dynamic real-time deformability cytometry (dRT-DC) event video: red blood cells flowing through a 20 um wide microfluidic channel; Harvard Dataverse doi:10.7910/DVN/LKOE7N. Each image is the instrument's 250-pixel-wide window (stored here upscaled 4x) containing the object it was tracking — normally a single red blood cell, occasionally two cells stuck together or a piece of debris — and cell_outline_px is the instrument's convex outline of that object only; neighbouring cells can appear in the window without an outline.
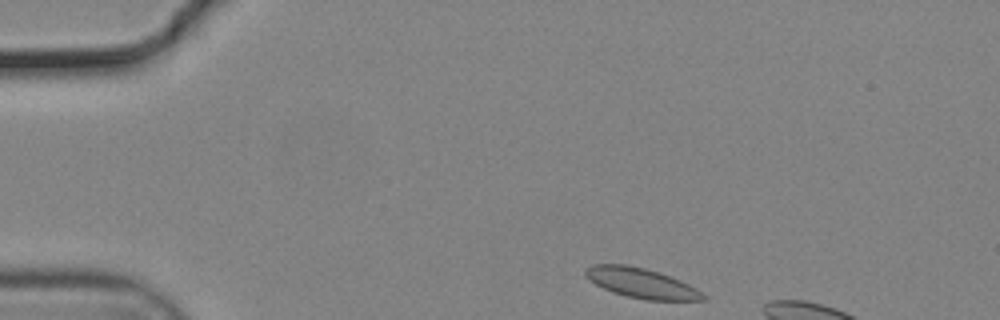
{"species": "common noctule bat (a hibernating species)", "species_latin": "Nyctalus noctula", "temperature_condition": "cold", "stored_images_in_passage": 7, "camera_frame_rate_fps": 3000, "um_per_image_px": 0.085, "animal": {"sex": "male", "body_mass_g": 19.2, "forearm_length_mm": 51.8}, "frame": {"image": 1, "passage_image": 1, "time_ms": 0.0, "image_size_px": [1000, 320], "cell_outline_px": [[708, 300], [644, 300], [612, 292], [596, 284], [584, 276], [584, 268], [592, 264], [624, 264], [644, 268], [660, 272], [680, 280], [696, 288], [708, 296]], "centroid_in_image_um": [54.52, 24.06], "position_along_channel_um": 30.5, "area_um2": 20.63}}